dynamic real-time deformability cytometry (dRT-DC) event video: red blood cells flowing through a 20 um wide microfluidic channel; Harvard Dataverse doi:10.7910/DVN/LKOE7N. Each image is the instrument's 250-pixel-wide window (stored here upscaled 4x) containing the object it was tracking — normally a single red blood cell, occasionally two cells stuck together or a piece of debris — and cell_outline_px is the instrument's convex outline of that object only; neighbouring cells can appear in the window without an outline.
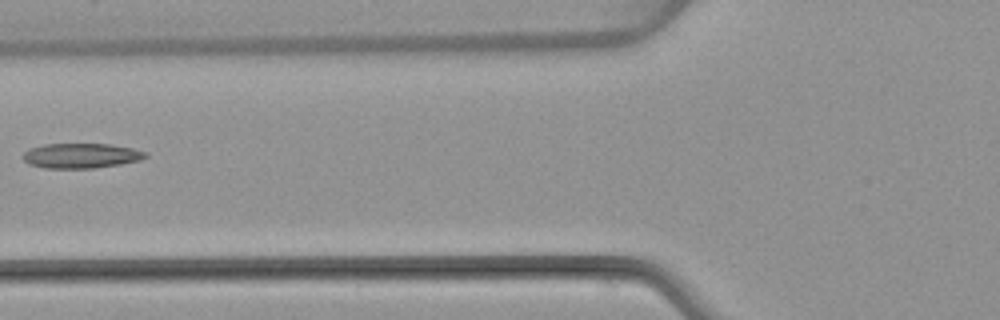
{"species": "common noctule bat (a hibernating species)", "species_latin": "Nyctalus noctula", "temperature_condition": "warm", "stored_images_in_passage": 6, "camera_frame_rate_fps": 3000, "um_per_image_px": 0.085, "animal": {"sex": "female", "body_mass_g": 22.7, "forearm_length_mm": 54.2}, "frame": {"image": 1, "passage_image": 6, "time_ms": 6.0, "image_size_px": [1000, 320], "cell_outline_px": [[148, 156], [140, 160], [120, 164], [92, 168], [44, 168], [28, 164], [24, 160], [24, 152], [28, 148], [44, 144], [112, 144], [132, 148], [148, 152]], "centroid_in_image_um": [6.9, 13.23], "position_along_channel_um": 118.9, "area_um2": 17.86}}